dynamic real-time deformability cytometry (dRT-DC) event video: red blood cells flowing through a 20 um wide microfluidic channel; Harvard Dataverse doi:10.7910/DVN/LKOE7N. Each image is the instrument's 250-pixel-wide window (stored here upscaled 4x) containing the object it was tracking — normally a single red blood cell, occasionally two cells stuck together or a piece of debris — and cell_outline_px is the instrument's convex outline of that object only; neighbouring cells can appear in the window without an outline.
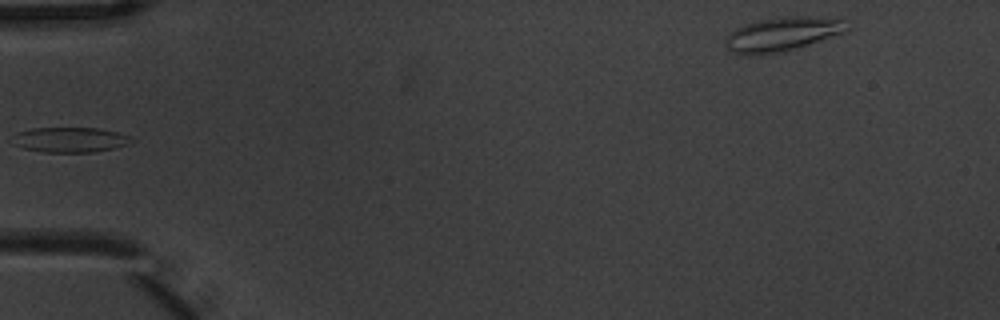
{"species": "common noctule bat (a hibernating species)", "species_latin": "Nyctalus noctula", "temperature_condition": "warm", "stored_images_in_passage": 6, "segment_of_instrument_passage": [2, 2], "camera_frame_rate_fps": 3000, "um_per_image_px": 0.085, "animal": {"sex": "male", "body_mass_g": 20.1, "forearm_length_mm": 53.5}, "frame": {"image": 1, "passage_image": 6, "time_ms": 1.667, "image_size_px": [1000, 320], "cell_outline_px": [[856, 24], [848, 32], [796, 48], [780, 52], [748, 56], [744, 56], [728, 52], [724, 44], [724, 40], [728, 32], [744, 24], [760, 20], [788, 16], [840, 16]], "centroid_in_image_um": [66.61, 2.88], "position_along_channel_um": 18.4, "area_um2": 25.37}}